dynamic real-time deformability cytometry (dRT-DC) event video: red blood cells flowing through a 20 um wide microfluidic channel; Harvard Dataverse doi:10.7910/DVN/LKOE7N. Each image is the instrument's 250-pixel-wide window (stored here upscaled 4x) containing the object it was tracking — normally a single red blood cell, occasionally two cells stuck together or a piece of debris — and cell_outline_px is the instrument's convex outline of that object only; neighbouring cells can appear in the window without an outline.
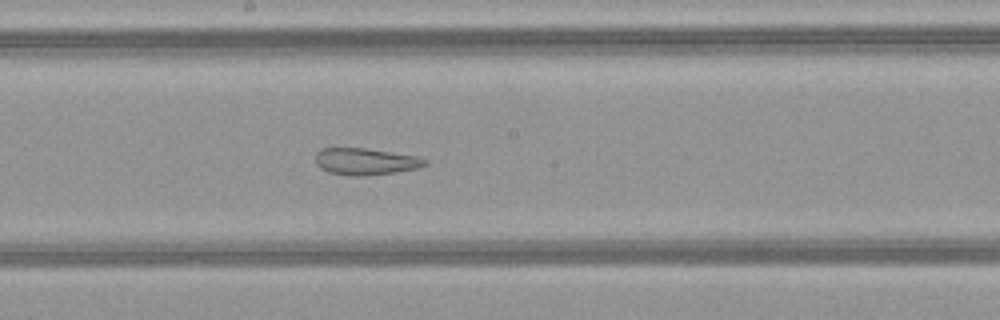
{"species": "common noctule bat (a hibernating species)", "species_latin": "Nyctalus noctula", "temperature_condition": "warm", "stored_images_in_passage": 50, "camera_frame_rate_fps": 3000, "um_per_image_px": 0.085, "animal": {"sex": "female", "body_mass_g": 21.9}, "frame": {"image": 1, "passage_image": 28, "time_ms": 9.0, "image_size_px": [1000, 320], "cell_outline_px": [[428, 164], [416, 168], [396, 172], [368, 176], [348, 176], [328, 172], [320, 168], [316, 164], [316, 152], [320, 148], [364, 148], [420, 156], [428, 160]], "centroid_in_image_um": [31.07, 13.73], "position_along_channel_um": 217.1, "area_um2": 17.34}}
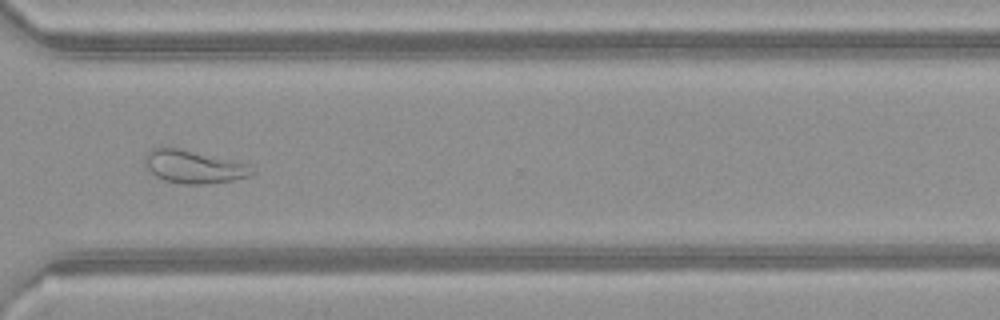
{"frame": {"image": 2, "passage_image": 38, "time_ms": 12.333, "image_size_px": [1000, 320], "cell_outline_px": [[256, 172], [248, 176], [232, 180], [200, 184], [184, 184], [164, 180], [156, 176], [144, 164], [144, 156], [152, 148], [176, 148], [248, 164]], "centroid_in_image_um": [16.44, 14.18], "position_along_channel_um": 354.2, "area_um2": 20.0}}
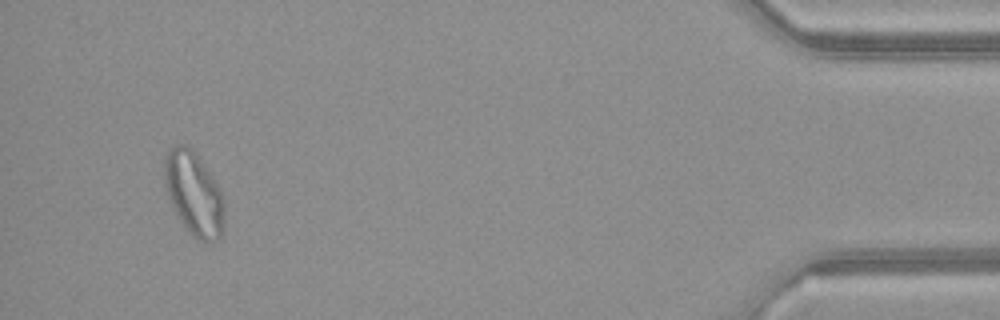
{"frame": {"image": 3, "passage_image": 48, "time_ms": 15.667, "image_size_px": [1000, 320], "cell_outline_px": [[224, 232], [220, 240], [200, 240], [192, 236], [176, 212], [168, 196], [164, 180], [164, 160], [168, 152], [176, 144], [184, 144], [192, 148], [220, 188], [224, 196]], "centroid_in_image_um": [16.51, 16.46], "position_along_channel_um": 418.7, "area_um2": 29.02}, "authors_computed_cell_mechanics": {"area_um2": 26.2123, "velocity_mm_per_s": 4.122, "shape_relaxation_time_tau1_ms": null, "shape_relaxation_time_tau2_ms": 1.911, "deformation_change_tau1": null, "deformation_change_tau2": 0.1074}}